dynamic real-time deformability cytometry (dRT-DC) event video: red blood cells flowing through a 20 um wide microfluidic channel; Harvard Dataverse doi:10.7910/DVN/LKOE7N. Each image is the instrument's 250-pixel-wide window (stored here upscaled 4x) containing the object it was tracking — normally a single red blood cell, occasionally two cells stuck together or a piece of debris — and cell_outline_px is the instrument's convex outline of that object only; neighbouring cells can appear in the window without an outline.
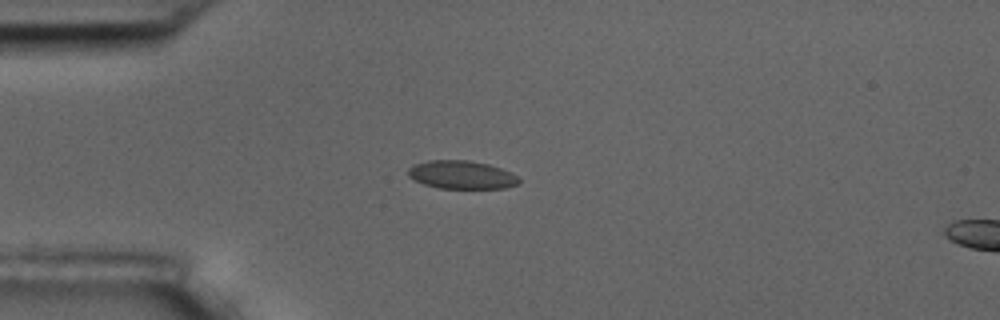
{"species": "common noctule bat (a hibernating species)", "species_latin": "Nyctalus noctula", "temperature_condition": "room temperature", "stored_images_in_passage": 10, "camera_frame_rate_fps": 3000, "um_per_image_px": 0.085, "animal": {"sex": "male", "body_mass_g": 17.5, "forearm_length_mm": 52.3}, "frame": {"image": 1, "passage_image": 4, "time_ms": 3.667, "image_size_px": [1000, 320], "cell_outline_px": [[520, 184], [504, 188], [440, 188], [424, 184], [408, 176], [408, 168], [412, 164], [428, 160], [468, 160], [488, 164], [512, 172], [520, 180]], "centroid_in_image_um": [39.24, 14.85], "position_along_channel_um": 45.8, "area_um2": 18.26}}
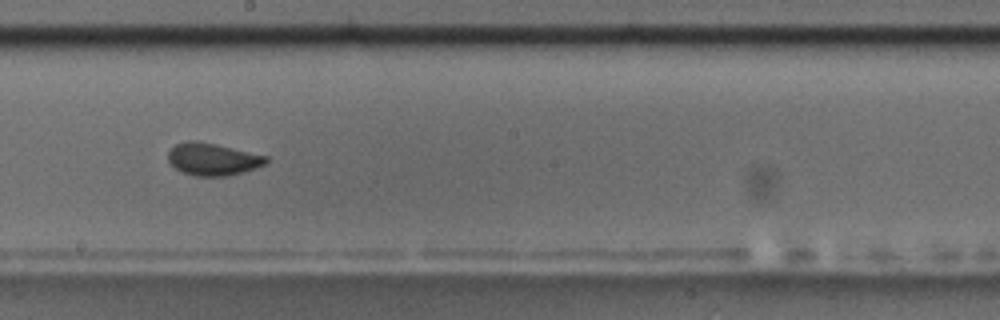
{"frame": {"image": 2, "passage_image": 9, "time_ms": 9.333, "image_size_px": [1000, 320], "cell_outline_px": [[268, 160], [264, 164], [256, 168], [244, 172], [224, 176], [196, 176], [184, 172], [176, 168], [168, 160], [168, 152], [176, 144], [188, 140], [196, 140], [268, 156]], "centroid_in_image_um": [18.08, 13.53], "position_along_channel_um": 230.1, "area_um2": 18.21}}
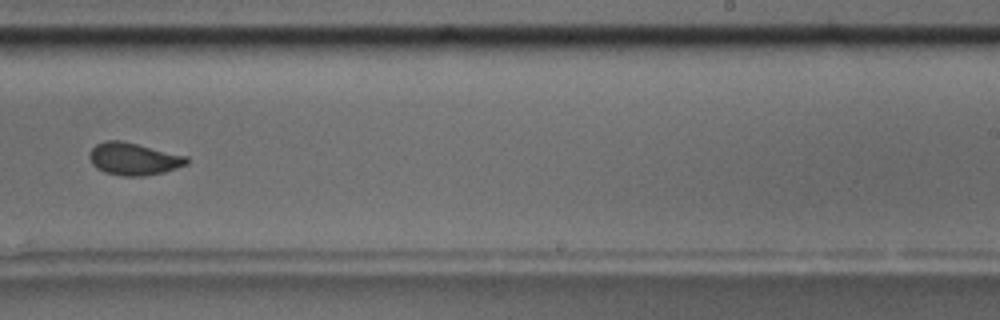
{"frame": {"image": 3, "passage_image": 10, "time_ms": 10.667, "image_size_px": [1000, 320], "cell_outline_px": [[188, 164], [164, 172], [144, 176], [124, 176], [104, 172], [96, 168], [92, 164], [88, 156], [88, 152], [96, 144], [104, 140], [120, 140], [188, 156]], "centroid_in_image_um": [11.33, 13.5], "position_along_channel_um": 277.7, "area_um2": 18.44}}